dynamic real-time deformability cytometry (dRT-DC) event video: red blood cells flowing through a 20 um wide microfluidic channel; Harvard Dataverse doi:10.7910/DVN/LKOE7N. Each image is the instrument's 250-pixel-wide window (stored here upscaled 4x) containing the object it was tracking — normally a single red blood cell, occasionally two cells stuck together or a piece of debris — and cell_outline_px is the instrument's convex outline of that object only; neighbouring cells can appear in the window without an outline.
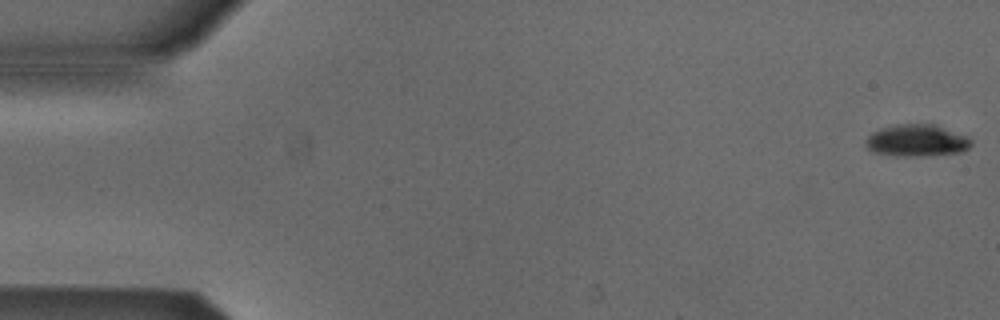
{"species": "Egyptian fruit bat (a non-hibernating species)", "species_latin": "Rousettus aegyptiacus", "temperature_condition": "cold", "stored_images_in_passage": 53, "camera_frame_rate_fps": 3000, "um_per_image_px": 0.085, "animal": {"sex": "male"}, "frame": {"image": 1, "passage_image": 1, "time_ms": 0.0, "image_size_px": [1000, 320], "cell_outline_px": [[972, 144], [968, 148], [960, 152], [908, 156], [904, 156], [872, 152], [868, 148], [868, 136], [872, 132], [896, 124], [932, 124], [964, 136], [972, 140]], "centroid_in_image_um": [77.91, 11.94], "position_along_channel_um": 7.1, "area_um2": 18.84}}
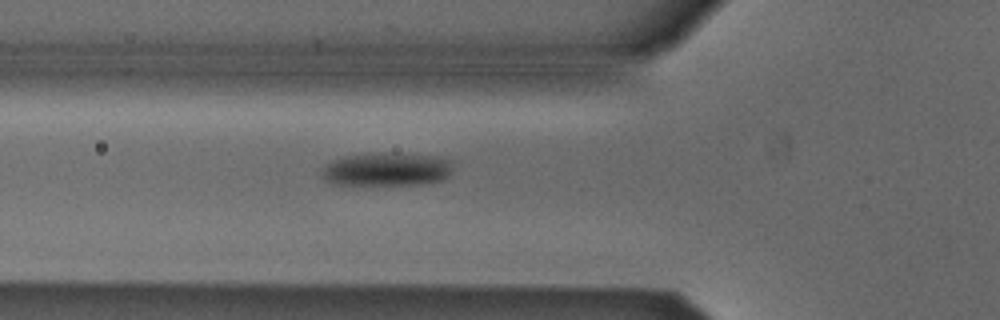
{"frame": {"image": 2, "passage_image": 19, "time_ms": 6.0, "image_size_px": [1000, 320], "cell_outline_px": [[452, 168], [448, 176], [444, 180], [420, 184], [332, 184], [324, 176], [324, 168], [332, 160], [344, 156], [368, 152], [384, 152], [440, 156], [452, 160]], "centroid_in_image_um": [32.94, 14.36], "position_along_channel_um": 92.9, "area_um2": 25.61}}
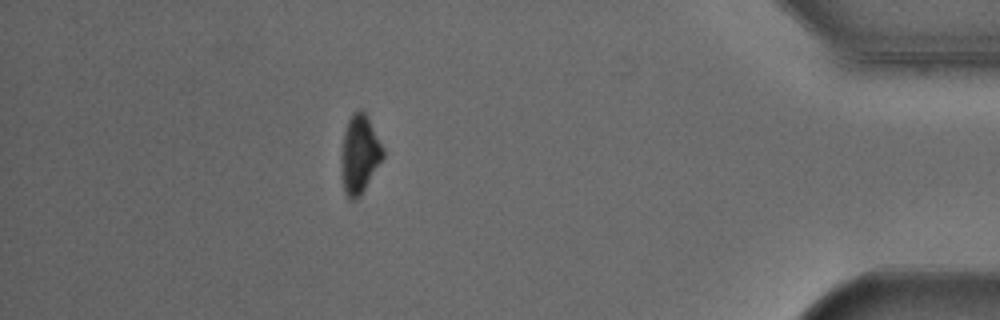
{"frame": {"image": 3, "passage_image": 47, "time_ms": 15.333, "image_size_px": [1000, 320], "cell_outline_px": [[384, 156], [360, 196], [356, 200], [352, 200], [344, 192], [344, 132], [348, 120], [352, 112], [360, 108], [364, 108], [384, 148]], "centroid_in_image_um": [30.63, 13.02], "position_along_channel_um": 404.6, "area_um2": 18.38}, "authors_computed_cell_mechanics": {"area_um2": 21.4438, "velocity_mm_per_s": 3.878, "shape_relaxation_time_tau1_ms": 2.1791, "shape_relaxation_time_tau2_ms": null, "deformation_change_tau1": 0.0692, "deformation_change_tau2": null}}